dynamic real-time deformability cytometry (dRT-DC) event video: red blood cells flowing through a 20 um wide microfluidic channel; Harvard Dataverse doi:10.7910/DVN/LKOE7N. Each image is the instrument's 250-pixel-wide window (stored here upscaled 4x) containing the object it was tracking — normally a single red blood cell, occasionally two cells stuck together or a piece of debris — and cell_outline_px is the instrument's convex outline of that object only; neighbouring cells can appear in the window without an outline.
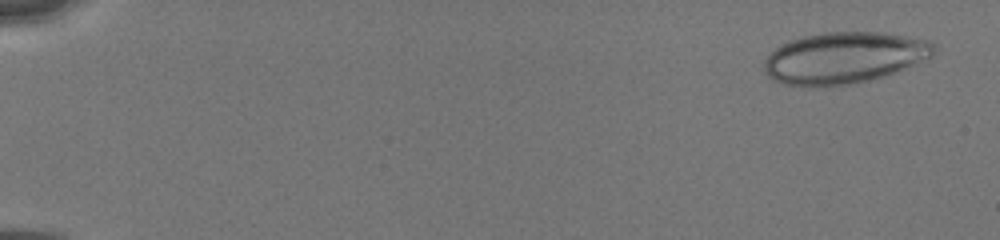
{"species": "human", "species_latin": "Homo sapiens", "temperature_condition": "cold", "stored_images_in_passage": 32, "camera_frame_rate_fps": 3000, "um_per_image_px": 0.085, "donor": {"sex": "male"}, "frame": {"image": 1, "passage_image": 1, "time_ms": 0.0, "image_size_px": [1000, 240], "cell_outline_px": [[936, 48], [932, 56], [884, 76], [872, 80], [828, 88], [816, 88], [784, 84], [768, 76], [764, 72], [764, 60], [776, 48], [792, 40], [804, 36], [824, 32], [888, 32], [928, 40], [936, 44]], "centroid_in_image_um": [71.75, 4.93], "position_along_channel_um": 13.2, "area_um2": 51.15}}
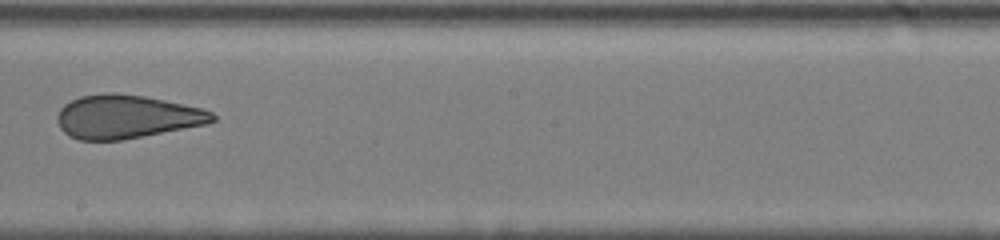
{"frame": {"image": 2, "passage_image": 20, "time_ms": 9.667, "image_size_px": [1000, 240], "cell_outline_px": [[216, 120], [208, 124], [120, 140], [80, 140], [68, 136], [60, 128], [56, 120], [56, 116], [60, 108], [64, 104], [80, 96], [112, 92], [144, 96], [204, 108], [212, 112], [216, 116]], "centroid_in_image_um": [10.76, 9.92], "position_along_channel_um": 237.4, "area_um2": 39.42}}
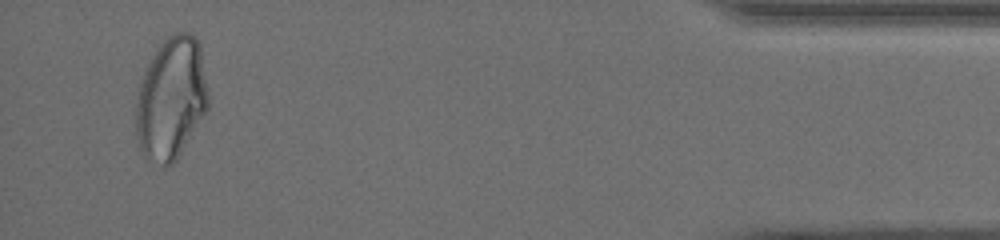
{"frame": {"image": 3, "passage_image": 31, "time_ms": 15.667, "image_size_px": [1000, 240], "cell_outline_px": [[208, 112], [176, 160], [172, 164], [164, 168], [144, 152], [140, 148], [136, 136], [136, 104], [140, 84], [144, 72], [156, 48], [168, 36], [176, 32], [192, 32], [196, 36], [200, 44], [208, 92]], "centroid_in_image_um": [14.59, 8.35], "position_along_channel_um": 420.6, "area_um2": 51.73}, "authors_computed_cell_mechanics": {"area_um2": 48.3497, "velocity_mm_per_s": 4.0598, "shape_relaxation_time_tau1_ms": null, "shape_relaxation_time_tau2_ms": 1.2401, "deformation_change_tau1": null, "deformation_change_tau2": 0.0842}}